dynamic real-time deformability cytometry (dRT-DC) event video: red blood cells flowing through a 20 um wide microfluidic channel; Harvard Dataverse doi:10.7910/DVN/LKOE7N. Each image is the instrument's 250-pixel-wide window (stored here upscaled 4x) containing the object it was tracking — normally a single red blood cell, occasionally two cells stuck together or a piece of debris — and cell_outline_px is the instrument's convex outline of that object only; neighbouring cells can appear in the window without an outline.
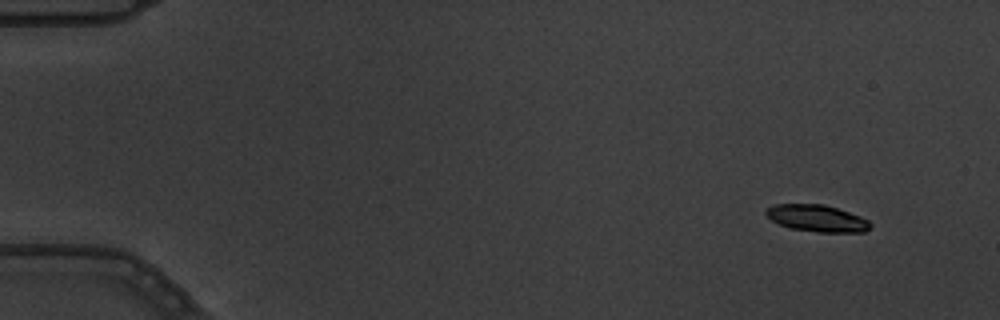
{"species": "common noctule bat (a hibernating species)", "species_latin": "Nyctalus noctula", "temperature_condition": "warm", "stored_images_in_passage": 6, "camera_frame_rate_fps": 3000, "um_per_image_px": 0.085, "animal": {"sex": "male", "body_mass_g": 19.5, "forearm_length_mm": 54.6}, "frame": {"image": 1, "passage_image": 1, "time_ms": 0.0, "image_size_px": [1000, 320], "cell_outline_px": [[872, 228], [864, 232], [816, 232], [788, 228], [772, 220], [764, 212], [768, 208], [776, 204], [824, 204], [860, 216], [868, 220], [872, 224]], "centroid_in_image_um": [69.47, 18.56], "position_along_channel_um": 15.5, "area_um2": 16.3}}